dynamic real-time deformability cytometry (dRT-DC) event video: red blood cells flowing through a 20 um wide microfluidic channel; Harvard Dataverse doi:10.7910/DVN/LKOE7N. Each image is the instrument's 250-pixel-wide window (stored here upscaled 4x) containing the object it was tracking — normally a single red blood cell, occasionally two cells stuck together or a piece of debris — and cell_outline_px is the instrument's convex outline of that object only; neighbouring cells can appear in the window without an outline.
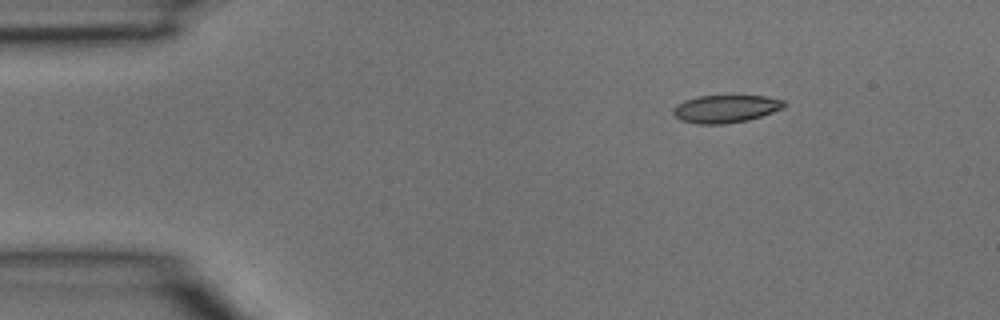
{"species": "common noctule bat (a hibernating species)", "species_latin": "Nyctalus noctula", "temperature_condition": "room temperature", "stored_images_in_passage": 5, "segment_of_instrument_passage": [2, 2], "camera_frame_rate_fps": 3000, "um_per_image_px": 0.085, "animal": {"sex": "male", "body_mass_g": 15.6}, "frame": {"image": 1, "passage_image": 5, "time_ms": 1.333, "image_size_px": [1000, 320], "cell_outline_px": [[788, 104], [784, 108], [748, 120], [724, 124], [696, 124], [680, 120], [672, 112], [672, 108], [676, 104], [684, 100], [696, 96], [764, 96], [784, 100]], "centroid_in_image_um": [61.66, 9.25], "position_along_channel_um": 23.3, "area_um2": 18.03}}